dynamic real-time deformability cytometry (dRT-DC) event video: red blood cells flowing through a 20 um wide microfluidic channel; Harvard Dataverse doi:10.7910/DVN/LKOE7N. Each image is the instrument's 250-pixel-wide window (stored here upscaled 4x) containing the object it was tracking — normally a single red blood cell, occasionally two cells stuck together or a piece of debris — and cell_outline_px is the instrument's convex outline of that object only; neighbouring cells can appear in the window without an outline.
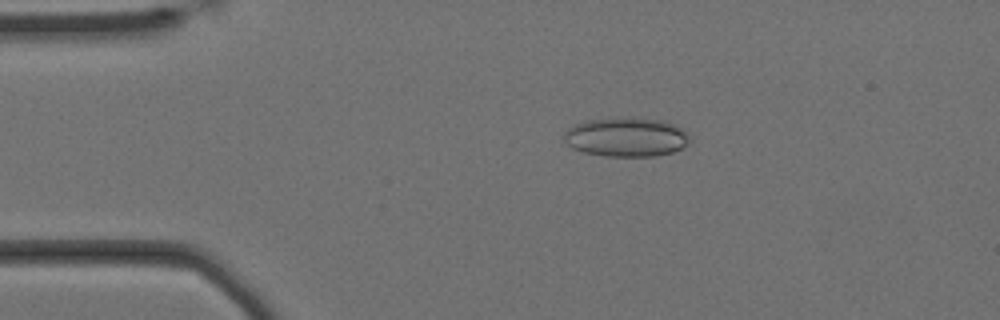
{"species": "Egyptian fruit bat (a non-hibernating species)", "species_latin": "Rousettus aegyptiacus", "temperature_condition": "cold", "stored_images_in_passage": 58, "camera_frame_rate_fps": 3000, "um_per_image_px": 0.085, "animal": {"sex": "female"}, "frame": {"image": 1, "passage_image": 11, "time_ms": 3.333, "image_size_px": [1000, 320], "cell_outline_px": [[692, 140], [688, 144], [672, 152], [656, 156], [604, 156], [584, 152], [572, 148], [564, 140], [564, 132], [568, 128], [576, 124], [588, 120], [632, 116], [660, 120], [672, 124], [680, 128]], "centroid_in_image_um": [53.22, 11.64], "position_along_channel_um": 31.8, "area_um2": 28.73}}
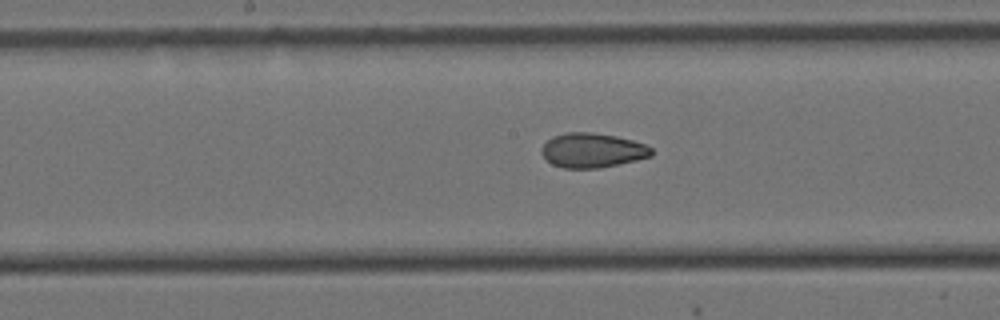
{"frame": {"image": 2, "passage_image": 29, "time_ms": 9.333, "image_size_px": [1000, 320], "cell_outline_px": [[652, 156], [636, 160], [600, 168], [564, 168], [552, 164], [540, 152], [540, 148], [552, 136], [568, 132], [592, 132], [616, 136], [632, 140], [644, 144], [652, 148]], "centroid_in_image_um": [50.34, 12.77], "position_along_channel_um": 197.9, "area_um2": 22.08}}
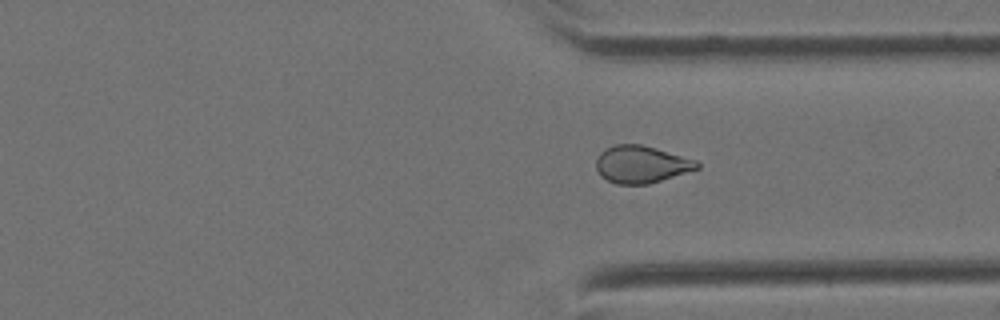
{"frame": {"image": 3, "passage_image": 43, "time_ms": 14.0, "image_size_px": [1000, 320], "cell_outline_px": [[700, 168], [648, 184], [616, 184], [600, 176], [596, 168], [596, 160], [600, 152], [604, 148], [616, 144], [640, 144], [656, 148], [696, 160], [700, 164]], "centroid_in_image_um": [54.48, 13.96], "position_along_channel_um": 356.9, "area_um2": 21.91}, "authors_computed_cell_mechanics": {"area_um2": 23.0044, "velocity_mm_per_s": 3.4206, "shape_relaxation_time_tau1_ms": null, "shape_relaxation_time_tau2_ms": 3.4595, "deformation_change_tau1": null, "deformation_change_tau2": 0.0876}}